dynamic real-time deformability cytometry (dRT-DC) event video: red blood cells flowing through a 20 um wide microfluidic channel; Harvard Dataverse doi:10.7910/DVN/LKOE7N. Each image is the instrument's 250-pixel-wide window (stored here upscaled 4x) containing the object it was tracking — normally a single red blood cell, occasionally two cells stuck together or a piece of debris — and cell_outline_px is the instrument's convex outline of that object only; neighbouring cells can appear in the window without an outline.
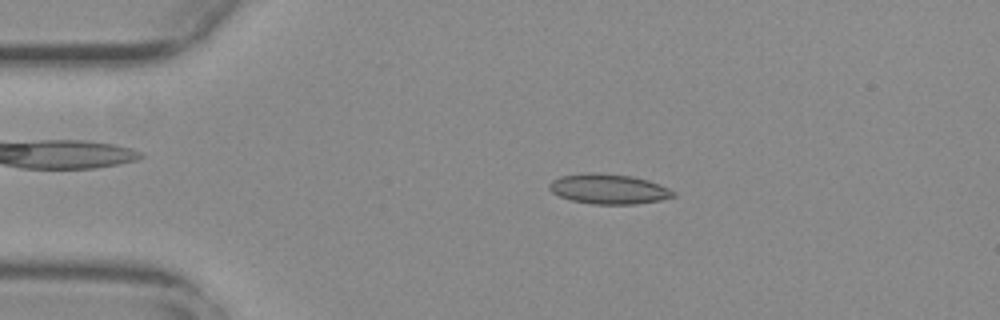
{"species": "common noctule bat (a hibernating species)", "species_latin": "Nyctalus noctula", "temperature_condition": "warm", "stored_images_in_passage": 55, "camera_frame_rate_fps": 3000, "um_per_image_px": 0.085, "animal": {"sex": "female", "body_mass_g": 29.2, "forearm_length_mm": 56.3}, "frame": {"image": 1, "passage_image": 11, "time_ms": 3.333, "image_size_px": [1000, 320], "cell_outline_px": [[676, 196], [660, 200], [636, 204], [592, 204], [572, 200], [560, 196], [552, 192], [548, 188], [548, 184], [552, 180], [560, 176], [584, 172], [596, 172], [632, 176], [648, 180], [668, 188], [676, 192]], "centroid_in_image_um": [51.72, 16.05], "position_along_channel_um": 33.3, "area_um2": 21.79}}
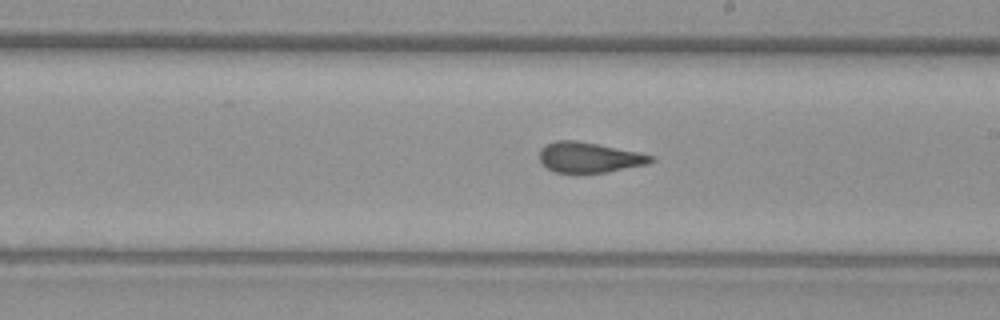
{"frame": {"image": 2, "passage_image": 31, "time_ms": 10.0, "image_size_px": [1000, 320], "cell_outline_px": [[656, 160], [648, 164], [608, 172], [552, 172], [540, 160], [540, 148], [544, 144], [556, 140], [576, 140], [640, 152], [656, 156]], "centroid_in_image_um": [50.12, 13.37], "position_along_channel_um": 238.9, "area_um2": 19.83}}
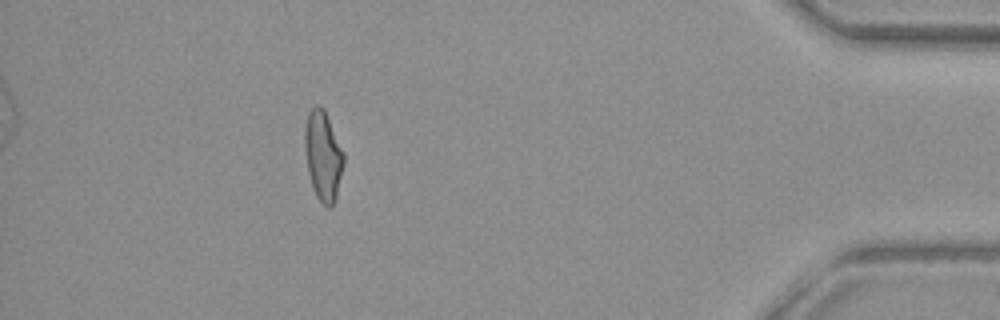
{"frame": {"image": 3, "passage_image": 49, "time_ms": 16.0, "image_size_px": [1000, 320], "cell_outline_px": [[344, 164], [336, 200], [328, 208], [316, 196], [312, 188], [308, 172], [304, 148], [304, 128], [308, 112], [316, 104], [320, 104], [324, 108], [344, 152]], "centroid_in_image_um": [27.45, 13.21], "position_along_channel_um": 407.7, "area_um2": 20.63}, "authors_computed_cell_mechanics": {"area_um2": 20.4034, "velocity_mm_per_s": 3.754, "shape_relaxation_time_tau1_ms": null, "shape_relaxation_time_tau2_ms": 1.8201, "deformation_change_tau1": null, "deformation_change_tau2": 0.0983}}